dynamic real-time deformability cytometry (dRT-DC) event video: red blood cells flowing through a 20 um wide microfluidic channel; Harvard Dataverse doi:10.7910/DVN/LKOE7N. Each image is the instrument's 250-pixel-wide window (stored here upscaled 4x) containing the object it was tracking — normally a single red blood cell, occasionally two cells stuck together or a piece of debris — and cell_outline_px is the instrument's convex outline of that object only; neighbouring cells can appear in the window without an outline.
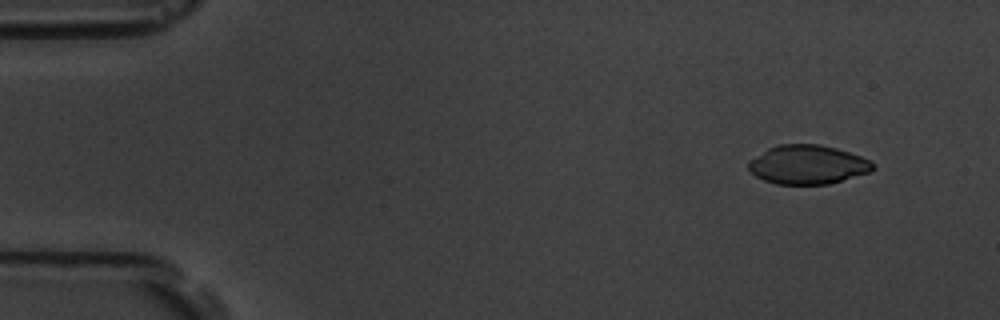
{"species": "common noctule bat (a hibernating species)", "species_latin": "Nyctalus noctula", "temperature_condition": "room temperature", "stored_images_in_passage": 6, "camera_frame_rate_fps": 3000, "um_per_image_px": 0.085, "animal": {"sex": "male", "body_mass_g": 19.5, "forearm_length_mm": 54.6}, "frame": {"image": 1, "passage_image": 1, "time_ms": 0.0, "image_size_px": [1000, 320], "cell_outline_px": [[876, 168], [872, 172], [828, 184], [776, 184], [764, 180], [756, 176], [748, 168], [748, 160], [768, 148], [780, 144], [820, 144], [836, 148], [872, 160], [876, 164]], "centroid_in_image_um": [68.69, 13.99], "position_along_channel_um": 16.3, "area_um2": 28.5}}